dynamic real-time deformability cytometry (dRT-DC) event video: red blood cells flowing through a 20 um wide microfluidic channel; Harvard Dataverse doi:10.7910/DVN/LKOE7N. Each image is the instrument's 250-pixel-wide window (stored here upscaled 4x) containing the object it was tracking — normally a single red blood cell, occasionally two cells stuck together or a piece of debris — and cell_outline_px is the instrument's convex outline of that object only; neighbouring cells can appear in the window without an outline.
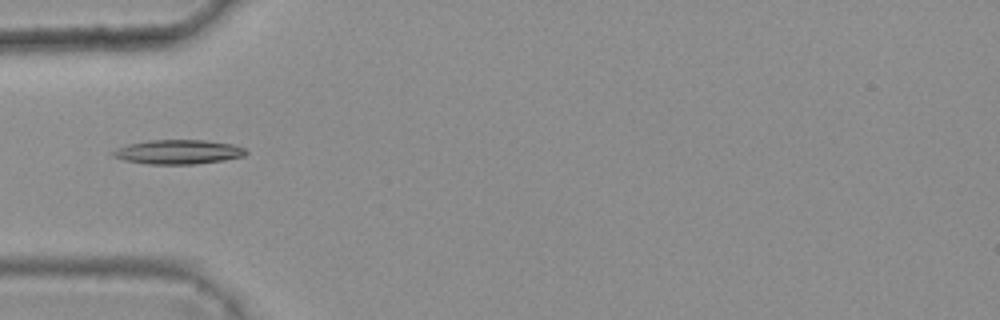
{"species": "common noctule bat (a hibernating species)", "species_latin": "Nyctalus noctula", "temperature_condition": "warm", "stored_images_in_passage": 5, "camera_frame_rate_fps": 3000, "um_per_image_px": 0.085, "animal": {"sex": "female", "body_mass_g": 25.1}, "frame": {"image": 1, "passage_image": 5, "time_ms": 1.333, "image_size_px": [1000, 320], "cell_outline_px": [[248, 152], [244, 156], [224, 160], [196, 164], [148, 164], [124, 160], [112, 156], [112, 152], [116, 148], [128, 144], [148, 140], [204, 140], [232, 144], [244, 148]], "centroid_in_image_um": [15.14, 12.91], "position_along_channel_um": 69.9, "area_um2": 18.84}}